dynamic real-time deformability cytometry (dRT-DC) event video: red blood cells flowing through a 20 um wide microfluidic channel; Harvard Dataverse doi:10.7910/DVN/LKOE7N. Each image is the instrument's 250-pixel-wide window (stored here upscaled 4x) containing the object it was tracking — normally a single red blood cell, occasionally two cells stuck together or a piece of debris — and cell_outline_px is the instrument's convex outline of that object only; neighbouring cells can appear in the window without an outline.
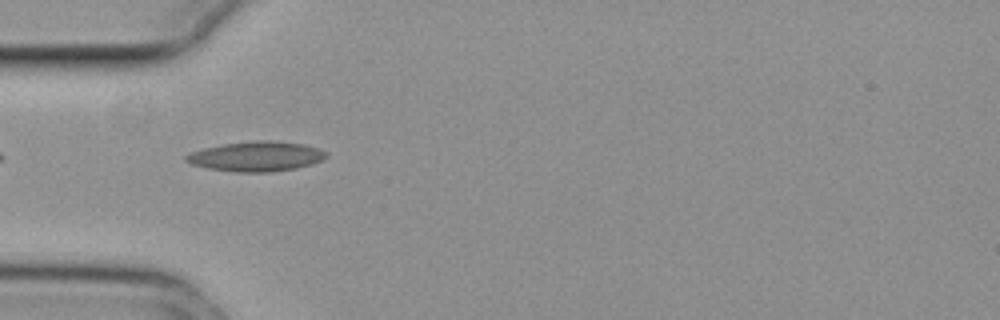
{"species": "common noctule bat (a hibernating species)", "species_latin": "Nyctalus noctula", "temperature_condition": "cold", "stored_images_in_passage": 39, "camera_frame_rate_fps": 3000, "um_per_image_px": 0.085, "animal": {"sex": "female", "body_mass_g": 29.2, "forearm_length_mm": 56.3}, "frame": {"image": 1, "passage_image": 1, "time_ms": 0.0, "image_size_px": [1000, 320], "cell_outline_px": [[328, 156], [312, 164], [296, 168], [272, 172], [236, 172], [208, 168], [192, 164], [184, 160], [184, 156], [188, 152], [204, 148], [224, 144], [256, 140], [268, 140], [304, 144], [328, 152]], "centroid_in_image_um": [21.76, 13.29], "position_along_channel_um": 63.2, "area_um2": 24.39}}
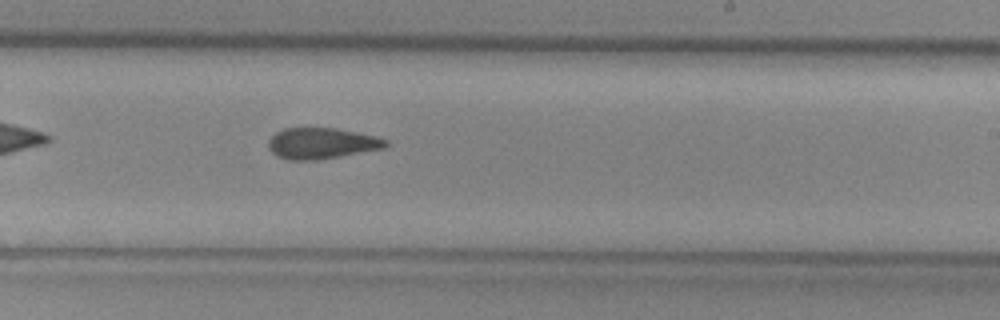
{"frame": {"image": 2, "passage_image": 17, "time_ms": 5.333, "image_size_px": [1000, 320], "cell_outline_px": [[388, 144], [384, 148], [316, 160], [288, 160], [276, 156], [268, 148], [268, 140], [276, 132], [284, 128], [336, 128], [376, 136], [388, 140]], "centroid_in_image_um": [27.31, 12.18], "position_along_channel_um": 261.7, "area_um2": 21.15}}
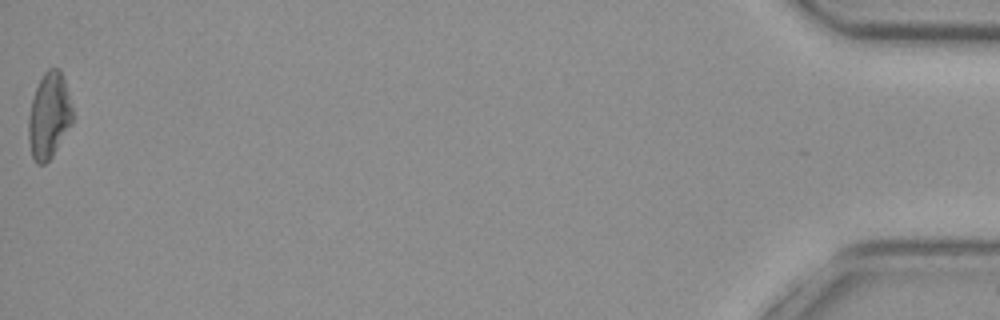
{"frame": {"image": 3, "passage_image": 39, "time_ms": 12.667, "image_size_px": [1000, 320], "cell_outline_px": [[72, 120], [52, 156], [44, 164], [36, 164], [32, 156], [28, 140], [28, 116], [32, 100], [36, 88], [44, 72], [48, 68], [60, 68], [64, 80], [72, 108]], "centroid_in_image_um": [4.13, 9.82], "position_along_channel_um": 431.1, "area_um2": 21.62}, "authors_computed_cell_mechanics": {"area_um2": 21.5016, "velocity_mm_per_s": 3.7408, "shape_relaxation_time_tau1_ms": null, "shape_relaxation_time_tau2_ms": 5.6689, "deformation_change_tau1": null, "deformation_change_tau2": 0.1594}}